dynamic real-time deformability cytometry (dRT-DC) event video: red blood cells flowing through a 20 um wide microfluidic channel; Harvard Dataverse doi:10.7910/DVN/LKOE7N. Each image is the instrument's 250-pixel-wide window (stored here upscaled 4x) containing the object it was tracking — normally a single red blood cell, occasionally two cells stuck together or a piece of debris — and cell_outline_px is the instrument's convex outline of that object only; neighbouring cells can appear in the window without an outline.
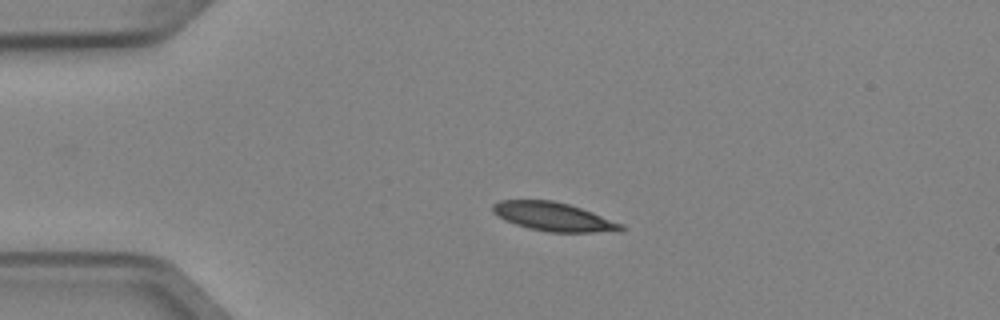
{"species": "Egyptian fruit bat (a non-hibernating species)", "species_latin": "Rousettus aegyptiacus", "temperature_condition": "cold", "stored_images_in_passage": 3, "camera_frame_rate_fps": 3000, "um_per_image_px": 0.085, "animal": {"sex": "female"}, "frame": {"image": 1, "passage_image": 2, "time_ms": 0.333, "image_size_px": [1000, 320], "cell_outline_px": [[624, 228], [620, 232], [548, 232], [528, 228], [504, 220], [492, 212], [492, 204], [500, 200], [552, 200], [568, 204], [592, 212], [624, 224]], "centroid_in_image_um": [47.06, 18.43], "position_along_channel_um": 37.9, "area_um2": 21.5}}